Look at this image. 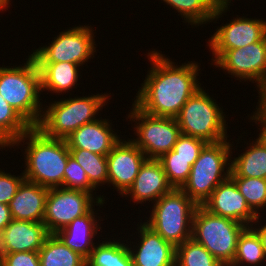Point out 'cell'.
Here are the masks:
<instances>
[{"label": "cell", "mask_w": 266, "mask_h": 266, "mask_svg": "<svg viewBox=\"0 0 266 266\" xmlns=\"http://www.w3.org/2000/svg\"><path fill=\"white\" fill-rule=\"evenodd\" d=\"M152 67L136 94L134 104L147 114L176 118L183 105L200 89L196 62L175 66V63L157 51L147 55Z\"/></svg>", "instance_id": "1"}, {"label": "cell", "mask_w": 266, "mask_h": 266, "mask_svg": "<svg viewBox=\"0 0 266 266\" xmlns=\"http://www.w3.org/2000/svg\"><path fill=\"white\" fill-rule=\"evenodd\" d=\"M26 139L29 141L24 149L25 180L48 189L63 188L64 171L70 156L66 140L48 137L36 126H31L11 146H19Z\"/></svg>", "instance_id": "2"}, {"label": "cell", "mask_w": 266, "mask_h": 266, "mask_svg": "<svg viewBox=\"0 0 266 266\" xmlns=\"http://www.w3.org/2000/svg\"><path fill=\"white\" fill-rule=\"evenodd\" d=\"M39 93L40 72L31 55L24 66L0 67V94L31 126L39 124L43 113Z\"/></svg>", "instance_id": "3"}, {"label": "cell", "mask_w": 266, "mask_h": 266, "mask_svg": "<svg viewBox=\"0 0 266 266\" xmlns=\"http://www.w3.org/2000/svg\"><path fill=\"white\" fill-rule=\"evenodd\" d=\"M231 147L227 139L206 143L192 165L189 178L181 190L198 206H202L213 190L230 177Z\"/></svg>", "instance_id": "4"}, {"label": "cell", "mask_w": 266, "mask_h": 266, "mask_svg": "<svg viewBox=\"0 0 266 266\" xmlns=\"http://www.w3.org/2000/svg\"><path fill=\"white\" fill-rule=\"evenodd\" d=\"M108 97L106 93L54 101L43 111L36 127L48 137L65 139L82 125L97 120L95 115L106 105Z\"/></svg>", "instance_id": "5"}, {"label": "cell", "mask_w": 266, "mask_h": 266, "mask_svg": "<svg viewBox=\"0 0 266 266\" xmlns=\"http://www.w3.org/2000/svg\"><path fill=\"white\" fill-rule=\"evenodd\" d=\"M198 205L181 189L173 188L153 205L146 223L175 247L192 238L193 216Z\"/></svg>", "instance_id": "6"}, {"label": "cell", "mask_w": 266, "mask_h": 266, "mask_svg": "<svg viewBox=\"0 0 266 266\" xmlns=\"http://www.w3.org/2000/svg\"><path fill=\"white\" fill-rule=\"evenodd\" d=\"M246 227L198 206L193 216L192 239L203 245L223 266H230L239 236Z\"/></svg>", "instance_id": "7"}, {"label": "cell", "mask_w": 266, "mask_h": 266, "mask_svg": "<svg viewBox=\"0 0 266 266\" xmlns=\"http://www.w3.org/2000/svg\"><path fill=\"white\" fill-rule=\"evenodd\" d=\"M204 89H198L183 105L176 120L181 134L196 137L206 143L227 139L225 115Z\"/></svg>", "instance_id": "8"}, {"label": "cell", "mask_w": 266, "mask_h": 266, "mask_svg": "<svg viewBox=\"0 0 266 266\" xmlns=\"http://www.w3.org/2000/svg\"><path fill=\"white\" fill-rule=\"evenodd\" d=\"M132 106L128 118L138 123L134 127L137 138L131 141L148 159H159L170 152L181 135L176 118L153 116L139 109L134 103Z\"/></svg>", "instance_id": "9"}, {"label": "cell", "mask_w": 266, "mask_h": 266, "mask_svg": "<svg viewBox=\"0 0 266 266\" xmlns=\"http://www.w3.org/2000/svg\"><path fill=\"white\" fill-rule=\"evenodd\" d=\"M93 197V194L81 190L62 187L49 189L43 219L48 233L56 234L75 218L87 214L94 205L105 203L103 195Z\"/></svg>", "instance_id": "10"}, {"label": "cell", "mask_w": 266, "mask_h": 266, "mask_svg": "<svg viewBox=\"0 0 266 266\" xmlns=\"http://www.w3.org/2000/svg\"><path fill=\"white\" fill-rule=\"evenodd\" d=\"M214 65L239 80L257 83L259 95L266 89V36L245 47L227 51H212Z\"/></svg>", "instance_id": "11"}, {"label": "cell", "mask_w": 266, "mask_h": 266, "mask_svg": "<svg viewBox=\"0 0 266 266\" xmlns=\"http://www.w3.org/2000/svg\"><path fill=\"white\" fill-rule=\"evenodd\" d=\"M92 30L90 26H77L60 32L49 46L39 47L31 56L36 62H69L83 66L96 52Z\"/></svg>", "instance_id": "12"}, {"label": "cell", "mask_w": 266, "mask_h": 266, "mask_svg": "<svg viewBox=\"0 0 266 266\" xmlns=\"http://www.w3.org/2000/svg\"><path fill=\"white\" fill-rule=\"evenodd\" d=\"M147 159L131 140L120 139L107 155L108 184L111 183L123 196Z\"/></svg>", "instance_id": "13"}, {"label": "cell", "mask_w": 266, "mask_h": 266, "mask_svg": "<svg viewBox=\"0 0 266 266\" xmlns=\"http://www.w3.org/2000/svg\"><path fill=\"white\" fill-rule=\"evenodd\" d=\"M202 207L213 215L230 218L246 226L253 227V223L257 225L259 221V216L251 210L230 177L213 190Z\"/></svg>", "instance_id": "14"}, {"label": "cell", "mask_w": 266, "mask_h": 266, "mask_svg": "<svg viewBox=\"0 0 266 266\" xmlns=\"http://www.w3.org/2000/svg\"><path fill=\"white\" fill-rule=\"evenodd\" d=\"M266 36V21L236 17L230 23L216 29L208 40L212 51H227L258 42Z\"/></svg>", "instance_id": "15"}, {"label": "cell", "mask_w": 266, "mask_h": 266, "mask_svg": "<svg viewBox=\"0 0 266 266\" xmlns=\"http://www.w3.org/2000/svg\"><path fill=\"white\" fill-rule=\"evenodd\" d=\"M137 230H140V244L137 249L129 247L133 266H175L176 247L173 244L144 222Z\"/></svg>", "instance_id": "16"}, {"label": "cell", "mask_w": 266, "mask_h": 266, "mask_svg": "<svg viewBox=\"0 0 266 266\" xmlns=\"http://www.w3.org/2000/svg\"><path fill=\"white\" fill-rule=\"evenodd\" d=\"M108 119H100L84 124L68 135L65 140L69 149H85L95 154L108 155L120 140Z\"/></svg>", "instance_id": "17"}, {"label": "cell", "mask_w": 266, "mask_h": 266, "mask_svg": "<svg viewBox=\"0 0 266 266\" xmlns=\"http://www.w3.org/2000/svg\"><path fill=\"white\" fill-rule=\"evenodd\" d=\"M172 189L161 162L158 159H147L140 168L133 185L124 196L131 195L130 198L137 204L152 200L155 203Z\"/></svg>", "instance_id": "18"}, {"label": "cell", "mask_w": 266, "mask_h": 266, "mask_svg": "<svg viewBox=\"0 0 266 266\" xmlns=\"http://www.w3.org/2000/svg\"><path fill=\"white\" fill-rule=\"evenodd\" d=\"M49 189L24 180L8 206L12 219L43 222Z\"/></svg>", "instance_id": "19"}, {"label": "cell", "mask_w": 266, "mask_h": 266, "mask_svg": "<svg viewBox=\"0 0 266 266\" xmlns=\"http://www.w3.org/2000/svg\"><path fill=\"white\" fill-rule=\"evenodd\" d=\"M93 210L95 209L92 208L87 214L75 218L65 228L56 233L67 247L80 254L86 260L94 249V237L98 229H101Z\"/></svg>", "instance_id": "20"}, {"label": "cell", "mask_w": 266, "mask_h": 266, "mask_svg": "<svg viewBox=\"0 0 266 266\" xmlns=\"http://www.w3.org/2000/svg\"><path fill=\"white\" fill-rule=\"evenodd\" d=\"M10 253L39 251L49 235L43 222L12 221L2 230Z\"/></svg>", "instance_id": "21"}, {"label": "cell", "mask_w": 266, "mask_h": 266, "mask_svg": "<svg viewBox=\"0 0 266 266\" xmlns=\"http://www.w3.org/2000/svg\"><path fill=\"white\" fill-rule=\"evenodd\" d=\"M40 72L41 91L68 92L78 81L79 65L69 62H36Z\"/></svg>", "instance_id": "22"}, {"label": "cell", "mask_w": 266, "mask_h": 266, "mask_svg": "<svg viewBox=\"0 0 266 266\" xmlns=\"http://www.w3.org/2000/svg\"><path fill=\"white\" fill-rule=\"evenodd\" d=\"M247 149L231 160L230 177L266 179V145L258 137Z\"/></svg>", "instance_id": "23"}, {"label": "cell", "mask_w": 266, "mask_h": 266, "mask_svg": "<svg viewBox=\"0 0 266 266\" xmlns=\"http://www.w3.org/2000/svg\"><path fill=\"white\" fill-rule=\"evenodd\" d=\"M40 266H87L86 259L67 247L56 234H49L38 251Z\"/></svg>", "instance_id": "24"}, {"label": "cell", "mask_w": 266, "mask_h": 266, "mask_svg": "<svg viewBox=\"0 0 266 266\" xmlns=\"http://www.w3.org/2000/svg\"><path fill=\"white\" fill-rule=\"evenodd\" d=\"M175 8L191 25L205 24L218 19L229 8L216 9L212 0H163ZM186 18V19H185ZM212 20V21H211Z\"/></svg>", "instance_id": "25"}, {"label": "cell", "mask_w": 266, "mask_h": 266, "mask_svg": "<svg viewBox=\"0 0 266 266\" xmlns=\"http://www.w3.org/2000/svg\"><path fill=\"white\" fill-rule=\"evenodd\" d=\"M116 241L95 245L86 260L87 266H133L129 245Z\"/></svg>", "instance_id": "26"}, {"label": "cell", "mask_w": 266, "mask_h": 266, "mask_svg": "<svg viewBox=\"0 0 266 266\" xmlns=\"http://www.w3.org/2000/svg\"><path fill=\"white\" fill-rule=\"evenodd\" d=\"M30 127L31 125L0 94V147H11Z\"/></svg>", "instance_id": "27"}, {"label": "cell", "mask_w": 266, "mask_h": 266, "mask_svg": "<svg viewBox=\"0 0 266 266\" xmlns=\"http://www.w3.org/2000/svg\"><path fill=\"white\" fill-rule=\"evenodd\" d=\"M263 260L266 257L260 237L251 226H247L239 236L235 257L230 266H256L264 262Z\"/></svg>", "instance_id": "28"}, {"label": "cell", "mask_w": 266, "mask_h": 266, "mask_svg": "<svg viewBox=\"0 0 266 266\" xmlns=\"http://www.w3.org/2000/svg\"><path fill=\"white\" fill-rule=\"evenodd\" d=\"M70 155L85 170L90 184L96 187L108 183L107 155L95 154L85 149H69Z\"/></svg>", "instance_id": "29"}, {"label": "cell", "mask_w": 266, "mask_h": 266, "mask_svg": "<svg viewBox=\"0 0 266 266\" xmlns=\"http://www.w3.org/2000/svg\"><path fill=\"white\" fill-rule=\"evenodd\" d=\"M175 266H223L203 245L190 238L176 247Z\"/></svg>", "instance_id": "30"}, {"label": "cell", "mask_w": 266, "mask_h": 266, "mask_svg": "<svg viewBox=\"0 0 266 266\" xmlns=\"http://www.w3.org/2000/svg\"><path fill=\"white\" fill-rule=\"evenodd\" d=\"M164 169L168 183L176 189H181L187 182L192 165L197 158L174 157V150L163 154L158 159Z\"/></svg>", "instance_id": "31"}, {"label": "cell", "mask_w": 266, "mask_h": 266, "mask_svg": "<svg viewBox=\"0 0 266 266\" xmlns=\"http://www.w3.org/2000/svg\"><path fill=\"white\" fill-rule=\"evenodd\" d=\"M245 197L251 210L260 217L259 208H266V179L250 177H230Z\"/></svg>", "instance_id": "32"}, {"label": "cell", "mask_w": 266, "mask_h": 266, "mask_svg": "<svg viewBox=\"0 0 266 266\" xmlns=\"http://www.w3.org/2000/svg\"><path fill=\"white\" fill-rule=\"evenodd\" d=\"M63 188L93 193L95 188L90 184L85 170L70 155L64 171Z\"/></svg>", "instance_id": "33"}, {"label": "cell", "mask_w": 266, "mask_h": 266, "mask_svg": "<svg viewBox=\"0 0 266 266\" xmlns=\"http://www.w3.org/2000/svg\"><path fill=\"white\" fill-rule=\"evenodd\" d=\"M206 142L202 139L181 134L174 145V157L198 158Z\"/></svg>", "instance_id": "34"}, {"label": "cell", "mask_w": 266, "mask_h": 266, "mask_svg": "<svg viewBox=\"0 0 266 266\" xmlns=\"http://www.w3.org/2000/svg\"><path fill=\"white\" fill-rule=\"evenodd\" d=\"M22 175V176H21ZM20 176L11 175L0 170V203L8 205L15 196L19 186L25 180L24 173Z\"/></svg>", "instance_id": "35"}, {"label": "cell", "mask_w": 266, "mask_h": 266, "mask_svg": "<svg viewBox=\"0 0 266 266\" xmlns=\"http://www.w3.org/2000/svg\"><path fill=\"white\" fill-rule=\"evenodd\" d=\"M2 266H40L38 251L10 253L3 261Z\"/></svg>", "instance_id": "36"}, {"label": "cell", "mask_w": 266, "mask_h": 266, "mask_svg": "<svg viewBox=\"0 0 266 266\" xmlns=\"http://www.w3.org/2000/svg\"><path fill=\"white\" fill-rule=\"evenodd\" d=\"M257 111L254 112L253 116L250 117L251 120H255L254 122L257 124L261 123V130L259 133V138L262 140V142L266 145V110L262 108L260 105H258V108H256Z\"/></svg>", "instance_id": "37"}, {"label": "cell", "mask_w": 266, "mask_h": 266, "mask_svg": "<svg viewBox=\"0 0 266 266\" xmlns=\"http://www.w3.org/2000/svg\"><path fill=\"white\" fill-rule=\"evenodd\" d=\"M12 221L8 205L0 203V230H3Z\"/></svg>", "instance_id": "38"}, {"label": "cell", "mask_w": 266, "mask_h": 266, "mask_svg": "<svg viewBox=\"0 0 266 266\" xmlns=\"http://www.w3.org/2000/svg\"><path fill=\"white\" fill-rule=\"evenodd\" d=\"M10 254L7 242L2 230H0V260L3 261Z\"/></svg>", "instance_id": "39"}, {"label": "cell", "mask_w": 266, "mask_h": 266, "mask_svg": "<svg viewBox=\"0 0 266 266\" xmlns=\"http://www.w3.org/2000/svg\"><path fill=\"white\" fill-rule=\"evenodd\" d=\"M260 226L261 227H259V228L253 227V229L257 232V234L260 237V240H261V243L263 246V250H264V254L266 257V223L264 226H262L261 224H260Z\"/></svg>", "instance_id": "40"}, {"label": "cell", "mask_w": 266, "mask_h": 266, "mask_svg": "<svg viewBox=\"0 0 266 266\" xmlns=\"http://www.w3.org/2000/svg\"><path fill=\"white\" fill-rule=\"evenodd\" d=\"M216 9L218 8H228L232 0H212ZM230 1V2H229Z\"/></svg>", "instance_id": "41"}, {"label": "cell", "mask_w": 266, "mask_h": 266, "mask_svg": "<svg viewBox=\"0 0 266 266\" xmlns=\"http://www.w3.org/2000/svg\"><path fill=\"white\" fill-rule=\"evenodd\" d=\"M259 105L266 110V89L259 96Z\"/></svg>", "instance_id": "42"}, {"label": "cell", "mask_w": 266, "mask_h": 266, "mask_svg": "<svg viewBox=\"0 0 266 266\" xmlns=\"http://www.w3.org/2000/svg\"><path fill=\"white\" fill-rule=\"evenodd\" d=\"M10 0H0V11L6 10L9 6Z\"/></svg>", "instance_id": "43"}]
</instances>
